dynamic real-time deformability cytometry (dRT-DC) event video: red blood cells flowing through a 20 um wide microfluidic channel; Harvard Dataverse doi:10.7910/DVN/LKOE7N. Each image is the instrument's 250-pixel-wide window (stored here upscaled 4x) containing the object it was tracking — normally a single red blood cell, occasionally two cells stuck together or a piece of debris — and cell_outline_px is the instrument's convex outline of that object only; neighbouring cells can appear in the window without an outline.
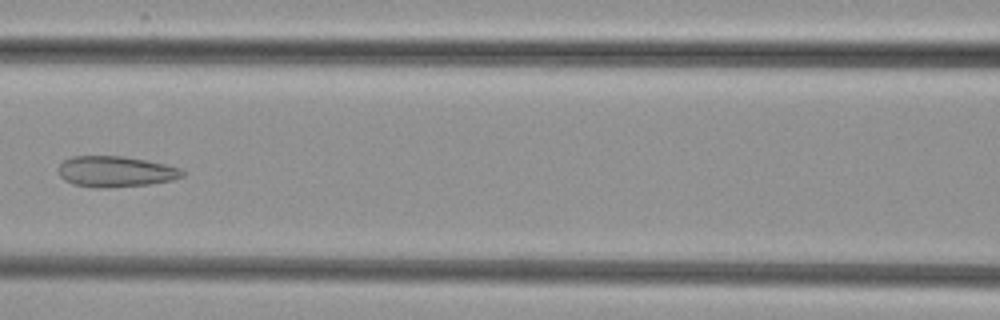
{"species": "common noctule bat (a hibernating species)", "species_latin": "Nyctalus noctula", "temperature_condition": "cold", "stored_images_in_passage": 7, "camera_frame_rate_fps": 3000, "um_per_image_px": 0.085, "animal": {"sex": "female", "body_mass_g": 29.2, "forearm_length_mm": 56.3}, "frame": {"image": 1, "passage_image": 7, "time_ms": 7.0, "image_size_px": [1000, 320], "cell_outline_px": [[188, 172], [184, 176], [172, 180], [148, 184], [108, 188], [96, 188], [72, 184], [64, 180], [60, 176], [56, 168], [64, 160], [72, 156], [124, 156], [164, 164], [180, 168]], "centroid_in_image_um": [9.81, 14.59], "position_along_channel_um": 156.8, "area_um2": 22.48}}